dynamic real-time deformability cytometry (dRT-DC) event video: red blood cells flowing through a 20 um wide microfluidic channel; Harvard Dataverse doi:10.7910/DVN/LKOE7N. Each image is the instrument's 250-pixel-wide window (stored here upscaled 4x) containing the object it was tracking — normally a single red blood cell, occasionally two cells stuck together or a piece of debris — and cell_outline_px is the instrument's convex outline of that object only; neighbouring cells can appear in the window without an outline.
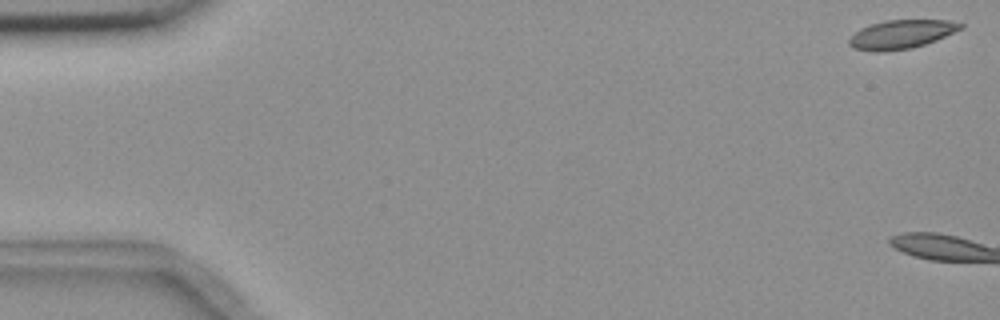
{"species": "common noctule bat (a hibernating species)", "species_latin": "Nyctalus noctula", "temperature_condition": "room temperature", "stored_images_in_passage": 6, "camera_frame_rate_fps": 3000, "um_per_image_px": 0.085, "animal": {"sex": "female", "body_mass_g": 18.4}, "frame": {"image": 1, "passage_image": 1, "time_ms": 0.0, "image_size_px": [1000, 320], "cell_outline_px": [[964, 28], [936, 40], [912, 48], [884, 52], [872, 52], [852, 48], [848, 44], [848, 40], [860, 28], [884, 20], [948, 20], [964, 24]], "centroid_in_image_um": [76.6, 2.93], "position_along_channel_um": 8.4, "area_um2": 18.79}}